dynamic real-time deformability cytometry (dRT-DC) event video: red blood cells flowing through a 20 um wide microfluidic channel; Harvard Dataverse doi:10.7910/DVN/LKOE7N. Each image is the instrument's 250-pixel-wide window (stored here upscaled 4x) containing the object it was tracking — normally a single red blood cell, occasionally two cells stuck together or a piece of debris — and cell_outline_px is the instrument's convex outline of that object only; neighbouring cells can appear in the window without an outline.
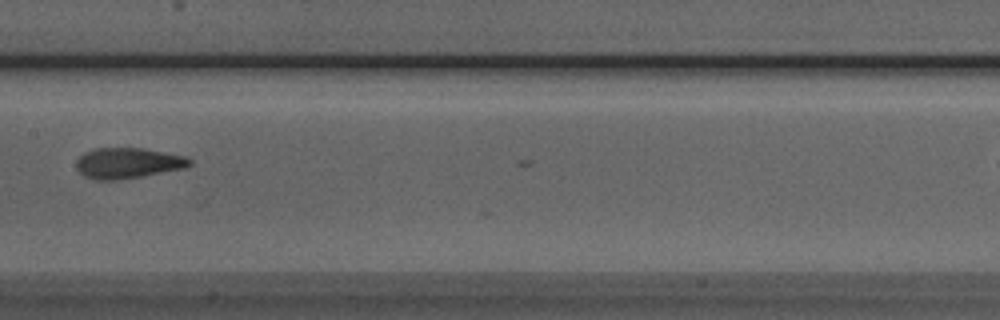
{"species": "Egyptian fruit bat (a non-hibernating species)", "species_latin": "Rousettus aegyptiacus", "temperature_condition": "room temperature", "stored_images_in_passage": 7, "segment_of_instrument_passage": [1, 2], "camera_frame_rate_fps": 3000, "um_per_image_px": 0.085, "animal": {"sex": "male"}, "frame": {"image": 1, "passage_image": 6, "time_ms": 5.667, "image_size_px": [1000, 320], "cell_outline_px": [[192, 164], [184, 168], [140, 176], [116, 180], [96, 180], [84, 176], [76, 168], [76, 160], [84, 152], [92, 148], [144, 148], [184, 156], [192, 160]], "centroid_in_image_um": [10.83, 13.85], "position_along_channel_um": 196.6, "area_um2": 20.17}}